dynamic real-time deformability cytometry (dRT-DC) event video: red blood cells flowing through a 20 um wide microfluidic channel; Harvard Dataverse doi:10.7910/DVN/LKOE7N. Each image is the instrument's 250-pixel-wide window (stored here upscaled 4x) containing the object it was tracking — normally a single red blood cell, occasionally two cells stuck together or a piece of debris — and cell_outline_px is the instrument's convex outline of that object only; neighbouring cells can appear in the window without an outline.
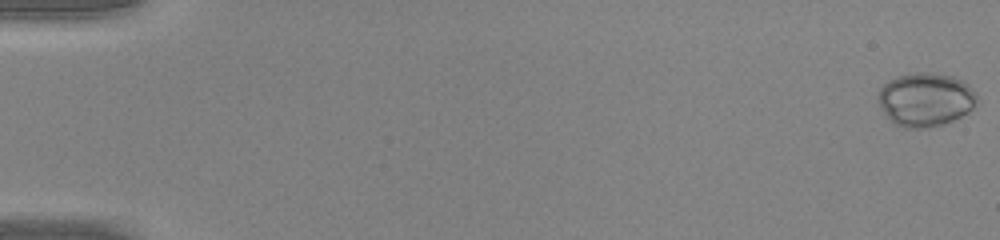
{"species": "common noctule bat (a hibernating species)", "species_latin": "Nyctalus noctula", "temperature_condition": "warm", "stored_images_in_passage": 50, "camera_frame_rate_fps": 3000, "um_per_image_px": 0.085, "animal": {"sex": "male", "body_mass_g": 20.0, "forearm_length_mm": 53.3}, "frame": {"image": 1, "passage_image": 1, "time_ms": 0.0, "image_size_px": [1000, 240], "cell_outline_px": [[976, 104], [968, 112], [944, 124], [928, 128], [904, 128], [892, 124], [880, 108], [880, 88], [888, 80], [900, 76], [916, 72], [928, 72], [952, 76], [964, 80], [976, 92]], "centroid_in_image_um": [78.67, 8.47], "position_along_channel_um": 6.3, "area_um2": 30.98}}
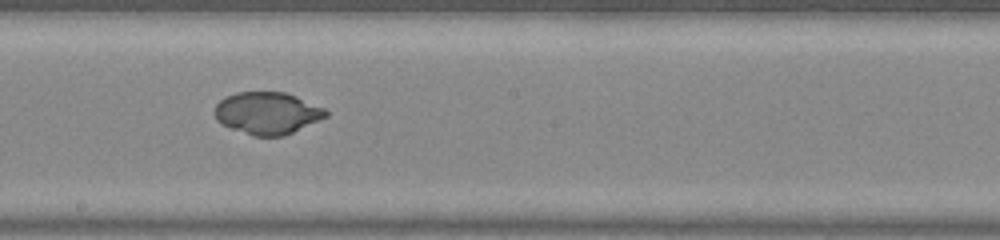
{"frame": {"image": 2, "passage_image": 29, "time_ms": 9.333, "image_size_px": [1000, 240], "cell_outline_px": [[328, 116], [284, 136], [252, 136], [232, 128], [216, 120], [216, 104], [224, 96], [236, 92], [284, 92], [296, 96], [324, 108], [328, 112]], "centroid_in_image_um": [22.72, 9.61], "position_along_channel_um": 225.5, "area_um2": 27.11}}
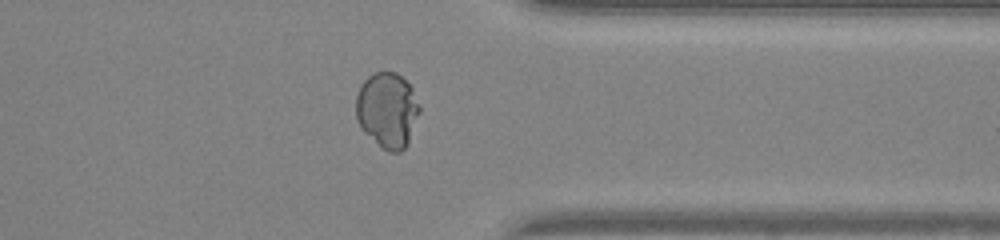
{"frame": {"image": 3, "passage_image": 40, "time_ms": 13.0, "image_size_px": [1000, 240], "cell_outline_px": [[420, 112], [408, 144], [400, 152], [388, 152], [364, 132], [360, 128], [356, 120], [356, 96], [360, 84], [372, 72], [396, 72], [412, 88], [420, 108]], "centroid_in_image_um": [32.91, 9.36], "position_along_channel_um": 378.5, "area_um2": 28.03}, "authors_computed_cell_mechanics": {"area_um2": 28.8422, "velocity_mm_per_s": 4.2732, "shape_relaxation_time_tau1_ms": 9.9903, "shape_relaxation_time_tau2_ms": null, "deformation_change_tau1": 0.3216, "deformation_change_tau2": null}}